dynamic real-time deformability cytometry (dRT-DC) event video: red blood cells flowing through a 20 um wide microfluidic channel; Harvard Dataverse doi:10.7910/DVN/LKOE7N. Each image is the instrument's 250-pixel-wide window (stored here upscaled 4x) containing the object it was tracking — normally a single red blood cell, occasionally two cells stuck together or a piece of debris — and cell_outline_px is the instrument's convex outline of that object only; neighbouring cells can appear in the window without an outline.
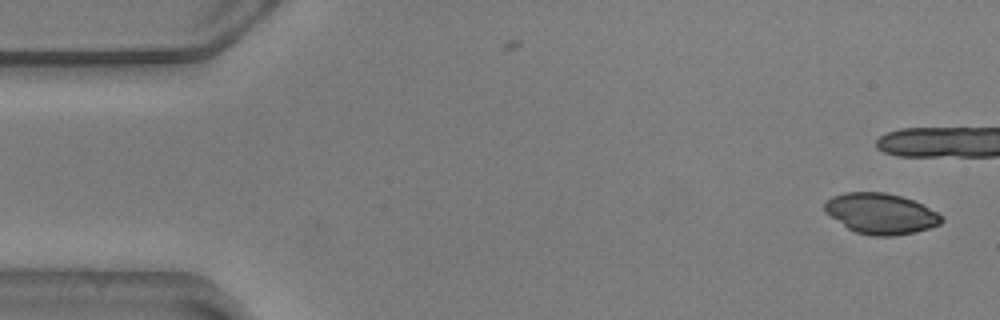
{"species": "common noctule bat (a hibernating species)", "species_latin": "Nyctalus noctula", "temperature_condition": "warm", "stored_images_in_passage": 41, "camera_frame_rate_fps": 3000, "um_per_image_px": 0.085, "animal": {"sex": "male", "body_mass_g": 20.5, "forearm_length_mm": 52.5}, "frame": {"image": 1, "passage_image": 1, "time_ms": 0.0, "image_size_px": [1000, 320], "cell_outline_px": [[944, 220], [940, 224], [916, 232], [892, 236], [872, 236], [856, 232], [848, 228], [824, 212], [824, 204], [832, 196], [844, 192], [884, 192], [900, 196], [912, 200], [944, 216]], "centroid_in_image_um": [74.85, 18.16], "position_along_channel_um": 10.1, "area_um2": 27.57}}